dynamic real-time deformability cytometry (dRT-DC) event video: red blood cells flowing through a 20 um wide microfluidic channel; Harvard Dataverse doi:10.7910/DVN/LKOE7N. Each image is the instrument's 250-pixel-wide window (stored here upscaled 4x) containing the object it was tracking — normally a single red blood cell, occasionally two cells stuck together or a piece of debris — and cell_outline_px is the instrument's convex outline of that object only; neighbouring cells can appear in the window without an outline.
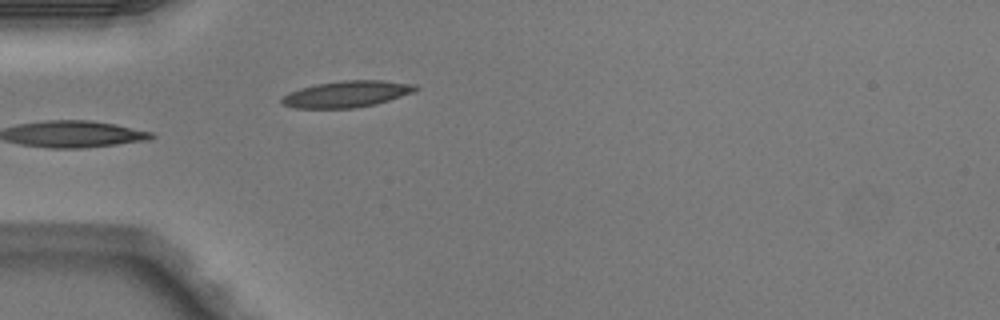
{"species": "Egyptian fruit bat (a non-hibernating species)", "species_latin": "Rousettus aegyptiacus", "temperature_condition": "warm", "stored_images_in_passage": 1, "camera_frame_rate_fps": 3000, "um_per_image_px": 0.085, "animal": {"sex": "male"}, "frame": {"image": 1, "passage_image": 1, "time_ms": 0.0, "image_size_px": [1000, 320], "cell_outline_px": [[420, 88], [416, 92], [376, 104], [356, 108], [296, 108], [280, 104], [280, 96], [288, 92], [300, 88], [316, 84], [344, 80], [384, 80], [416, 84]], "centroid_in_image_um": [29.48, 7.99], "position_along_channel_um": 55.5, "area_um2": 20.98}}